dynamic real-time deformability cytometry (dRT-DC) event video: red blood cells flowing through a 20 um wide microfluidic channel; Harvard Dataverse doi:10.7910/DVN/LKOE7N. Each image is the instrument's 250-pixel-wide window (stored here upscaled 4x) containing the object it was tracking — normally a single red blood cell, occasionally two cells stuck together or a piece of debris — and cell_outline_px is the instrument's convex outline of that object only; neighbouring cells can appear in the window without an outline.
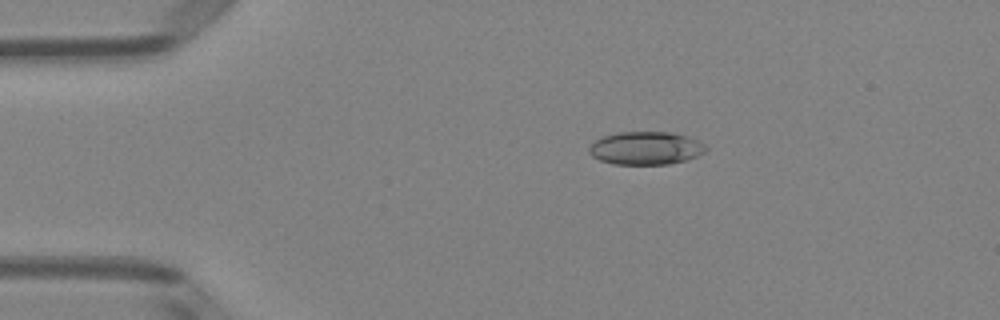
{"species": "Egyptian fruit bat (a non-hibernating species)", "species_latin": "Rousettus aegyptiacus", "temperature_condition": "room temperature", "stored_images_in_passage": 44, "camera_frame_rate_fps": 3000, "um_per_image_px": 0.085, "animal": {"sex": "female"}, "frame": {"image": 1, "passage_image": 3, "time_ms": 0.667, "image_size_px": [1000, 320], "cell_outline_px": [[708, 148], [704, 152], [696, 156], [684, 160], [668, 164], [612, 164], [600, 160], [592, 156], [588, 152], [588, 148], [600, 136], [616, 132], [672, 132], [688, 136], [704, 144]], "centroid_in_image_um": [54.85, 12.58], "position_along_channel_um": 30.1, "area_um2": 22.54}}
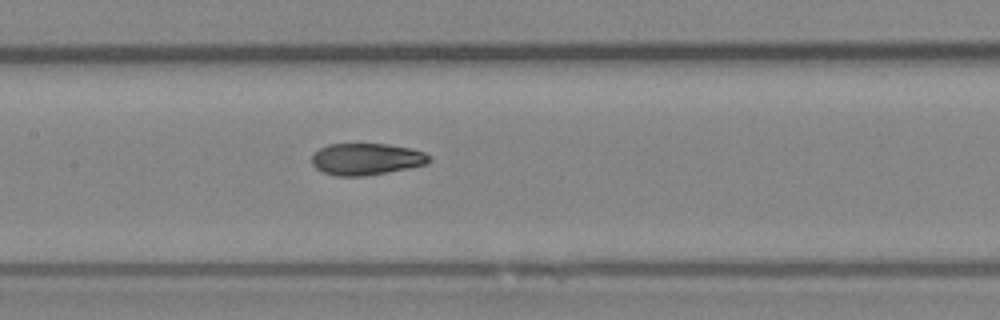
{"frame": {"image": 2, "passage_image": 18, "time_ms": 5.667, "image_size_px": [1000, 320], "cell_outline_px": [[432, 160], [428, 164], [388, 172], [364, 176], [336, 176], [324, 172], [316, 168], [312, 164], [312, 156], [320, 148], [328, 144], [388, 144], [412, 148], [424, 152], [432, 156]], "centroid_in_image_um": [31.19, 13.52], "position_along_channel_um": 176.2, "area_um2": 21.85}}
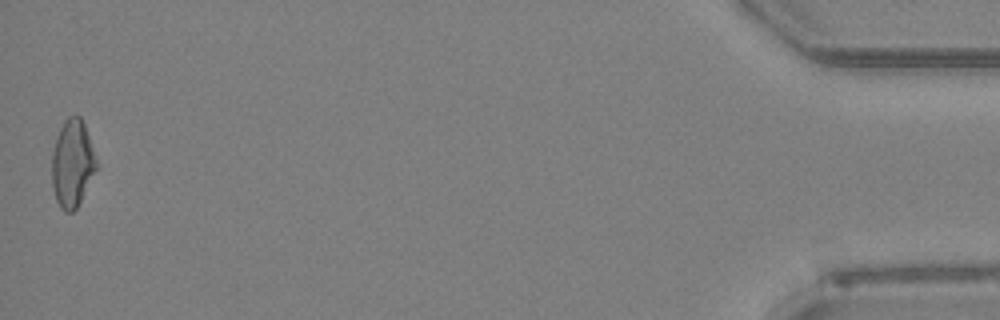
{"frame": {"image": 3, "passage_image": 44, "time_ms": 14.333, "image_size_px": [1000, 320], "cell_outline_px": [[100, 168], [76, 208], [72, 212], [64, 212], [60, 208], [56, 200], [52, 184], [52, 152], [60, 128], [64, 120], [68, 116], [76, 112], [80, 116], [84, 124]], "centroid_in_image_um": [6.18, 13.89], "position_along_channel_um": 429.0, "area_um2": 23.12}, "authors_computed_cell_mechanics": {"area_um2": 22.3686, "velocity_mm_per_s": 3.9848, "shape_relaxation_time_tau1_ms": null, "shape_relaxation_time_tau2_ms": 1.6996, "deformation_change_tau1": null, "deformation_change_tau2": 0.073}}